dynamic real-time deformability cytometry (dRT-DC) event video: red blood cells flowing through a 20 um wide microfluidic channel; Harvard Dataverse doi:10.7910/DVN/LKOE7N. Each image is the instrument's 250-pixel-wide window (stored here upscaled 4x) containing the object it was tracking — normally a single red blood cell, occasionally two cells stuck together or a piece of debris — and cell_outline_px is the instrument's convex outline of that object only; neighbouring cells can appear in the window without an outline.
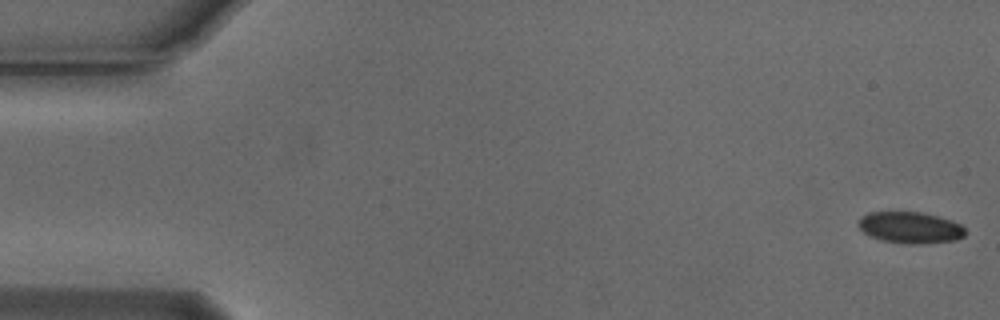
{"species": "Egyptian fruit bat (a non-hibernating species)", "species_latin": "Rousettus aegyptiacus", "temperature_condition": "cold", "stored_images_in_passage": 54, "camera_frame_rate_fps": 3000, "um_per_image_px": 0.085, "animal": {"sex": "male"}, "frame": {"image": 1, "passage_image": 1, "time_ms": 0.0, "image_size_px": [1000, 320], "cell_outline_px": [[968, 232], [964, 236], [956, 240], [912, 244], [908, 244], [884, 240], [872, 236], [864, 232], [860, 228], [856, 220], [860, 216], [868, 212], [920, 212], [952, 220], [960, 224]], "centroid_in_image_um": [77.37, 19.33], "position_along_channel_um": 7.6, "area_um2": 19.48}}
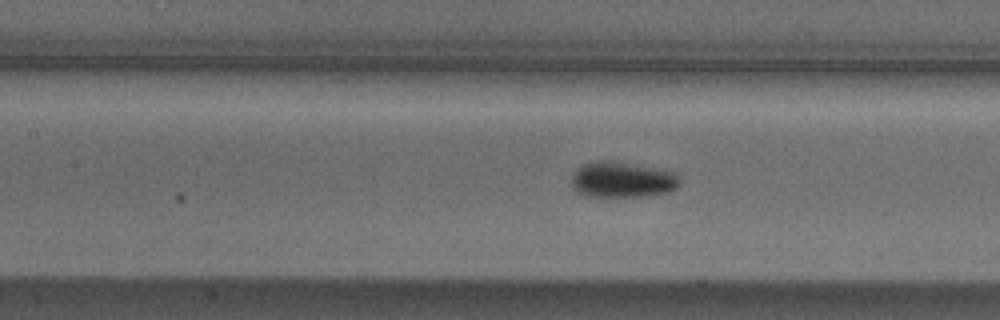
{"frame": {"image": 2, "passage_image": 24, "time_ms": 7.667, "image_size_px": [1000, 320], "cell_outline_px": [[680, 184], [676, 188], [668, 192], [640, 196], [588, 196], [576, 192], [572, 188], [572, 176], [576, 168], [584, 164], [600, 160], [612, 160], [676, 172], [680, 176]], "centroid_in_image_um": [52.89, 15.26], "position_along_channel_um": 154.5, "area_um2": 22.6}}
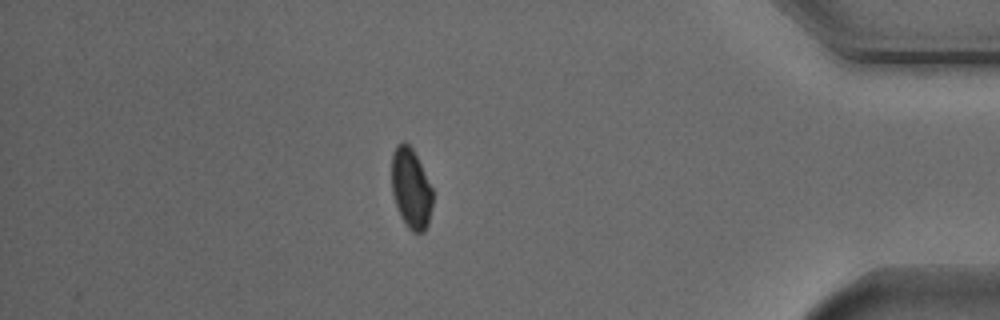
{"frame": {"image": 3, "passage_image": 47, "time_ms": 15.333, "image_size_px": [1000, 320], "cell_outline_px": [[432, 204], [428, 224], [424, 232], [412, 232], [408, 228], [400, 216], [392, 192], [392, 152], [396, 144], [404, 140], [412, 148], [432, 188]], "centroid_in_image_um": [34.92, 16.01], "position_along_channel_um": 400.3, "area_um2": 19.07}, "authors_computed_cell_mechanics": {"area_um2": 20.4901, "velocity_mm_per_s": 3.756, "shape_relaxation_time_tau1_ms": 2.9174, "shape_relaxation_time_tau2_ms": null, "deformation_change_tau1": 0.072, "deformation_change_tau2": null}}